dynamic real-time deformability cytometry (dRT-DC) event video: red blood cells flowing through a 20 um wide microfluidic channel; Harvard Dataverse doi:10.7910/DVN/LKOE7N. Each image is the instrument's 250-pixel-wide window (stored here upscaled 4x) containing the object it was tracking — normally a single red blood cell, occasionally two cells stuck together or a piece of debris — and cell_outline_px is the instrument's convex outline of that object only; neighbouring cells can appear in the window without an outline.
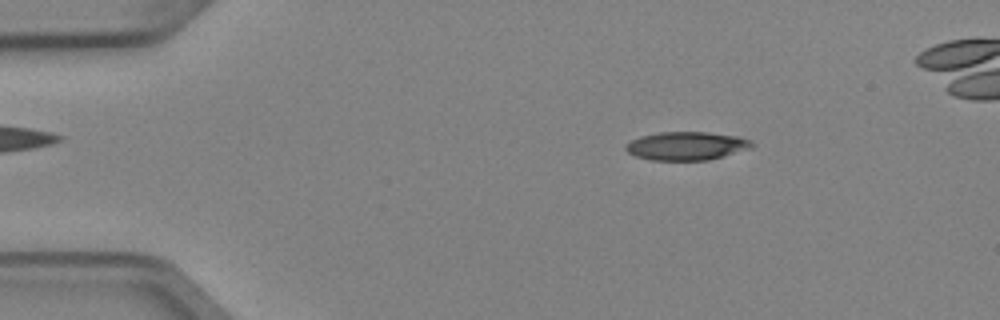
{"species": "Egyptian fruit bat (a non-hibernating species)", "species_latin": "Rousettus aegyptiacus", "temperature_condition": "cold", "stored_images_in_passage": 4, "camera_frame_rate_fps": 3000, "um_per_image_px": 0.085, "animal": {"sex": "female"}, "frame": {"image": 1, "passage_image": 2, "time_ms": 0.333, "image_size_px": [1000, 320], "cell_outline_px": [[756, 144], [752, 148], [724, 156], [708, 160], [652, 160], [636, 156], [628, 152], [624, 148], [624, 144], [640, 136], [660, 132], [708, 132], [740, 136], [752, 140]], "centroid_in_image_um": [58.4, 12.39], "position_along_channel_um": 26.6, "area_um2": 21.1}}